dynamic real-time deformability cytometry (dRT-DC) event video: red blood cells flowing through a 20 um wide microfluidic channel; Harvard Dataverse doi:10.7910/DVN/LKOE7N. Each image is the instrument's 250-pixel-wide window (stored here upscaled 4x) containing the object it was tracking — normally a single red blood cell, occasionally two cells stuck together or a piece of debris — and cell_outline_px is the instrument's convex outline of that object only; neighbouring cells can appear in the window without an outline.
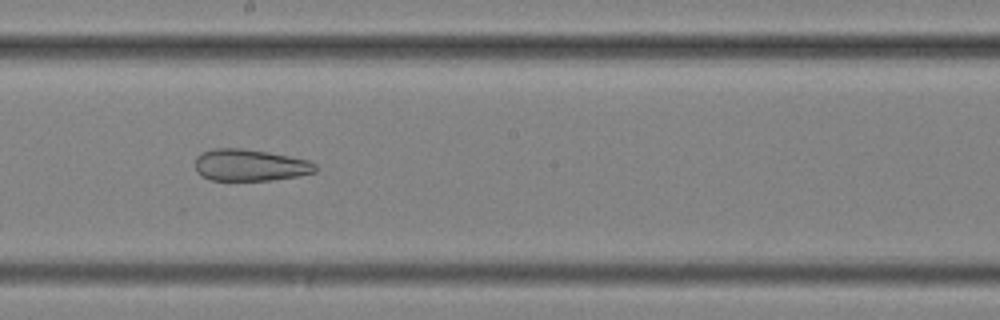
{"species": "common noctule bat (a hibernating species)", "species_latin": "Nyctalus noctula", "temperature_condition": "cold", "stored_images_in_passage": 15, "camera_frame_rate_fps": 3000, "um_per_image_px": 0.085, "animal": {"sex": "female", "body_mass_g": 25.1}, "frame": {"image": 1, "passage_image": 9, "time_ms": 2.667, "image_size_px": [1000, 320], "cell_outline_px": [[320, 168], [316, 172], [296, 176], [272, 180], [212, 180], [196, 172], [196, 156], [200, 152], [216, 148], [244, 148], [268, 152], [308, 160], [316, 164]], "centroid_in_image_um": [21.27, 14.03], "position_along_channel_um": 226.9, "area_um2": 22.31}}